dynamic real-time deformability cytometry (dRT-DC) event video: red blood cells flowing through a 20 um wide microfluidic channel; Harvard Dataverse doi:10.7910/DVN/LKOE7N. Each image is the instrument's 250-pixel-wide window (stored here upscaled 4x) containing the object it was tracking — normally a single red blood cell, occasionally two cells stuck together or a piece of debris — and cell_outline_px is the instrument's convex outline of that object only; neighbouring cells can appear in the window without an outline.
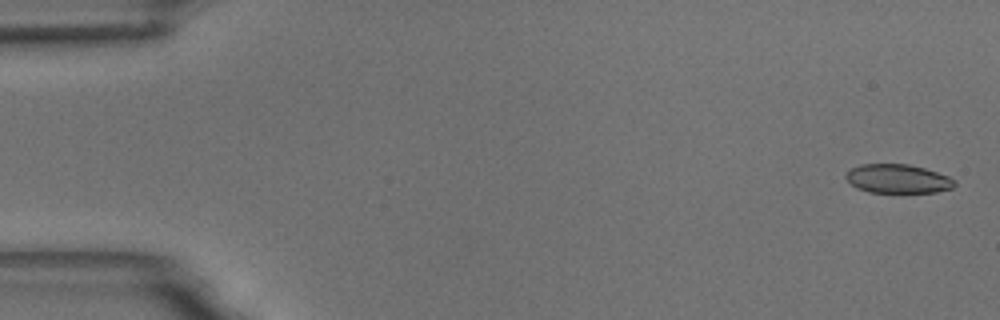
{"species": "common noctule bat (a hibernating species)", "species_latin": "Nyctalus noctula", "temperature_condition": "room temperature", "stored_images_in_passage": 56, "camera_frame_rate_fps": 3000, "um_per_image_px": 0.085, "animal": {"sex": "male", "body_mass_g": 18.8}, "frame": {"image": 1, "passage_image": 2, "time_ms": 0.333, "image_size_px": [1000, 320], "cell_outline_px": [[956, 184], [952, 188], [936, 192], [868, 192], [856, 188], [844, 176], [852, 168], [860, 164], [908, 164], [924, 168], [948, 176], [956, 180]], "centroid_in_image_um": [76.32, 15.19], "position_along_channel_um": 8.7, "area_um2": 18.21}}
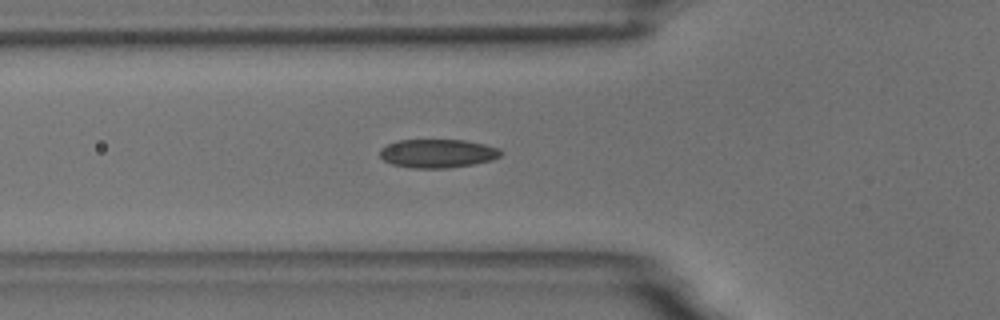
{"frame": {"image": 2, "passage_image": 20, "time_ms": 6.333, "image_size_px": [1000, 320], "cell_outline_px": [[504, 152], [500, 156], [492, 160], [472, 164], [448, 168], [412, 168], [392, 164], [384, 160], [380, 156], [380, 148], [388, 144], [400, 140], [464, 140], [484, 144], [500, 148]], "centroid_in_image_um": [37.22, 13.04], "position_along_channel_um": 88.6, "area_um2": 20.17}}
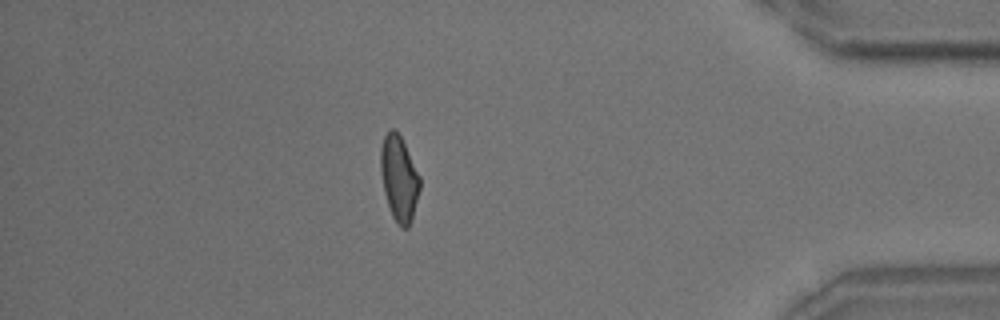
{"frame": {"image": 3, "passage_image": 49, "time_ms": 16.0, "image_size_px": [1000, 320], "cell_outline_px": [[420, 188], [412, 220], [408, 228], [400, 228], [396, 224], [392, 216], [384, 192], [380, 172], [380, 148], [384, 136], [388, 128], [392, 128], [400, 136], [420, 176]], "centroid_in_image_um": [33.91, 15.19], "position_along_channel_um": 401.3, "area_um2": 19.59}, "authors_computed_cell_mechanics": {"area_um2": 19.6809, "velocity_mm_per_s": 3.6338, "shape_relaxation_time_tau1_ms": 7.7473, "shape_relaxation_time_tau2_ms": 1.898, "deformation_change_tau1": 0.1673, "deformation_change_tau2": 0.0816}}